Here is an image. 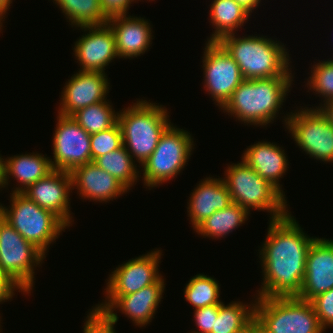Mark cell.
<instances>
[{
	"label": "cell",
	"mask_w": 333,
	"mask_h": 333,
	"mask_svg": "<svg viewBox=\"0 0 333 333\" xmlns=\"http://www.w3.org/2000/svg\"><path fill=\"white\" fill-rule=\"evenodd\" d=\"M3 219H4L3 206L2 204H0V223L2 222Z\"/></svg>",
	"instance_id": "7bdbcfd3"
},
{
	"label": "cell",
	"mask_w": 333,
	"mask_h": 333,
	"mask_svg": "<svg viewBox=\"0 0 333 333\" xmlns=\"http://www.w3.org/2000/svg\"><path fill=\"white\" fill-rule=\"evenodd\" d=\"M106 75L81 70L72 75L62 90L58 114L71 117L80 109L107 100L110 83Z\"/></svg>",
	"instance_id": "e0dca14e"
},
{
	"label": "cell",
	"mask_w": 333,
	"mask_h": 333,
	"mask_svg": "<svg viewBox=\"0 0 333 333\" xmlns=\"http://www.w3.org/2000/svg\"><path fill=\"white\" fill-rule=\"evenodd\" d=\"M325 116V118L333 125V99L326 101L320 107H316Z\"/></svg>",
	"instance_id": "74e56055"
},
{
	"label": "cell",
	"mask_w": 333,
	"mask_h": 333,
	"mask_svg": "<svg viewBox=\"0 0 333 333\" xmlns=\"http://www.w3.org/2000/svg\"><path fill=\"white\" fill-rule=\"evenodd\" d=\"M161 253L157 249L116 267L108 277L106 296H125L156 283L162 277L158 271Z\"/></svg>",
	"instance_id": "5bb4252c"
},
{
	"label": "cell",
	"mask_w": 333,
	"mask_h": 333,
	"mask_svg": "<svg viewBox=\"0 0 333 333\" xmlns=\"http://www.w3.org/2000/svg\"><path fill=\"white\" fill-rule=\"evenodd\" d=\"M18 288L4 275L0 274V304L12 299Z\"/></svg>",
	"instance_id": "8d00e7d4"
},
{
	"label": "cell",
	"mask_w": 333,
	"mask_h": 333,
	"mask_svg": "<svg viewBox=\"0 0 333 333\" xmlns=\"http://www.w3.org/2000/svg\"><path fill=\"white\" fill-rule=\"evenodd\" d=\"M255 318L269 333H324L310 301L296 296L257 297Z\"/></svg>",
	"instance_id": "8992f818"
},
{
	"label": "cell",
	"mask_w": 333,
	"mask_h": 333,
	"mask_svg": "<svg viewBox=\"0 0 333 333\" xmlns=\"http://www.w3.org/2000/svg\"><path fill=\"white\" fill-rule=\"evenodd\" d=\"M219 305H212L194 310V320L198 331L191 333H211L214 328L215 320L218 317Z\"/></svg>",
	"instance_id": "836d02e7"
},
{
	"label": "cell",
	"mask_w": 333,
	"mask_h": 333,
	"mask_svg": "<svg viewBox=\"0 0 333 333\" xmlns=\"http://www.w3.org/2000/svg\"><path fill=\"white\" fill-rule=\"evenodd\" d=\"M206 42L202 57L204 88L222 108L244 78L238 64L218 42Z\"/></svg>",
	"instance_id": "8fae6325"
},
{
	"label": "cell",
	"mask_w": 333,
	"mask_h": 333,
	"mask_svg": "<svg viewBox=\"0 0 333 333\" xmlns=\"http://www.w3.org/2000/svg\"><path fill=\"white\" fill-rule=\"evenodd\" d=\"M237 164L228 165L224 183L233 203L245 208L266 210L270 220L279 219L288 214L284 195L269 181L263 179L243 159Z\"/></svg>",
	"instance_id": "5b68a950"
},
{
	"label": "cell",
	"mask_w": 333,
	"mask_h": 333,
	"mask_svg": "<svg viewBox=\"0 0 333 333\" xmlns=\"http://www.w3.org/2000/svg\"><path fill=\"white\" fill-rule=\"evenodd\" d=\"M115 14L108 18L107 24L115 36L116 50L119 58L141 56L150 47L152 27L148 20L141 17Z\"/></svg>",
	"instance_id": "d6986e66"
},
{
	"label": "cell",
	"mask_w": 333,
	"mask_h": 333,
	"mask_svg": "<svg viewBox=\"0 0 333 333\" xmlns=\"http://www.w3.org/2000/svg\"><path fill=\"white\" fill-rule=\"evenodd\" d=\"M321 327L326 330L333 326V288L317 295L310 301Z\"/></svg>",
	"instance_id": "d6a6232c"
},
{
	"label": "cell",
	"mask_w": 333,
	"mask_h": 333,
	"mask_svg": "<svg viewBox=\"0 0 333 333\" xmlns=\"http://www.w3.org/2000/svg\"><path fill=\"white\" fill-rule=\"evenodd\" d=\"M52 170L49 157H46L41 153L8 157V159H5L2 188H5L6 185H8V179L12 176V178L14 177L22 186L16 187L13 193H22L30 185L43 179Z\"/></svg>",
	"instance_id": "603a6c76"
},
{
	"label": "cell",
	"mask_w": 333,
	"mask_h": 333,
	"mask_svg": "<svg viewBox=\"0 0 333 333\" xmlns=\"http://www.w3.org/2000/svg\"><path fill=\"white\" fill-rule=\"evenodd\" d=\"M246 149L242 159L285 196L279 183L289 165L285 151L277 144L267 141L255 143Z\"/></svg>",
	"instance_id": "7402d4cb"
},
{
	"label": "cell",
	"mask_w": 333,
	"mask_h": 333,
	"mask_svg": "<svg viewBox=\"0 0 333 333\" xmlns=\"http://www.w3.org/2000/svg\"><path fill=\"white\" fill-rule=\"evenodd\" d=\"M218 43L238 64L244 79L293 77L285 45L264 36L222 37Z\"/></svg>",
	"instance_id": "3957f363"
},
{
	"label": "cell",
	"mask_w": 333,
	"mask_h": 333,
	"mask_svg": "<svg viewBox=\"0 0 333 333\" xmlns=\"http://www.w3.org/2000/svg\"><path fill=\"white\" fill-rule=\"evenodd\" d=\"M75 27L107 24L109 16L104 12L100 0H53Z\"/></svg>",
	"instance_id": "484cf974"
},
{
	"label": "cell",
	"mask_w": 333,
	"mask_h": 333,
	"mask_svg": "<svg viewBox=\"0 0 333 333\" xmlns=\"http://www.w3.org/2000/svg\"><path fill=\"white\" fill-rule=\"evenodd\" d=\"M11 207H3L4 219L23 238L46 254L49 245L66 229L51 211L41 208L22 193H11Z\"/></svg>",
	"instance_id": "52a82bcc"
},
{
	"label": "cell",
	"mask_w": 333,
	"mask_h": 333,
	"mask_svg": "<svg viewBox=\"0 0 333 333\" xmlns=\"http://www.w3.org/2000/svg\"><path fill=\"white\" fill-rule=\"evenodd\" d=\"M12 0H0V17L3 19V17L6 16L7 10L11 6Z\"/></svg>",
	"instance_id": "60d3db41"
},
{
	"label": "cell",
	"mask_w": 333,
	"mask_h": 333,
	"mask_svg": "<svg viewBox=\"0 0 333 333\" xmlns=\"http://www.w3.org/2000/svg\"><path fill=\"white\" fill-rule=\"evenodd\" d=\"M1 21H4V20L0 17V30H1V27H2V22Z\"/></svg>",
	"instance_id": "ee69618b"
},
{
	"label": "cell",
	"mask_w": 333,
	"mask_h": 333,
	"mask_svg": "<svg viewBox=\"0 0 333 333\" xmlns=\"http://www.w3.org/2000/svg\"><path fill=\"white\" fill-rule=\"evenodd\" d=\"M107 100L87 106L75 112L71 118L90 135L113 127L118 122V113Z\"/></svg>",
	"instance_id": "f1b7e54d"
},
{
	"label": "cell",
	"mask_w": 333,
	"mask_h": 333,
	"mask_svg": "<svg viewBox=\"0 0 333 333\" xmlns=\"http://www.w3.org/2000/svg\"><path fill=\"white\" fill-rule=\"evenodd\" d=\"M72 187L79 190L82 198L107 202L118 198L129 190L111 174L94 162L84 164L71 172Z\"/></svg>",
	"instance_id": "ffe728a7"
},
{
	"label": "cell",
	"mask_w": 333,
	"mask_h": 333,
	"mask_svg": "<svg viewBox=\"0 0 333 333\" xmlns=\"http://www.w3.org/2000/svg\"><path fill=\"white\" fill-rule=\"evenodd\" d=\"M259 252L263 282L257 297H291L300 293L307 255L315 238L304 233L295 218L270 220Z\"/></svg>",
	"instance_id": "6da1fadb"
},
{
	"label": "cell",
	"mask_w": 333,
	"mask_h": 333,
	"mask_svg": "<svg viewBox=\"0 0 333 333\" xmlns=\"http://www.w3.org/2000/svg\"><path fill=\"white\" fill-rule=\"evenodd\" d=\"M114 178L120 181L128 190L137 182L139 171L131 154L124 146L96 158L93 161Z\"/></svg>",
	"instance_id": "83f0119b"
},
{
	"label": "cell",
	"mask_w": 333,
	"mask_h": 333,
	"mask_svg": "<svg viewBox=\"0 0 333 333\" xmlns=\"http://www.w3.org/2000/svg\"><path fill=\"white\" fill-rule=\"evenodd\" d=\"M246 331L248 333H269L256 318L247 325Z\"/></svg>",
	"instance_id": "f35d334b"
},
{
	"label": "cell",
	"mask_w": 333,
	"mask_h": 333,
	"mask_svg": "<svg viewBox=\"0 0 333 333\" xmlns=\"http://www.w3.org/2000/svg\"><path fill=\"white\" fill-rule=\"evenodd\" d=\"M45 254L26 241L5 219L0 223V269L19 289L30 293L34 283V268ZM35 266V267H34Z\"/></svg>",
	"instance_id": "9c48e42d"
},
{
	"label": "cell",
	"mask_w": 333,
	"mask_h": 333,
	"mask_svg": "<svg viewBox=\"0 0 333 333\" xmlns=\"http://www.w3.org/2000/svg\"><path fill=\"white\" fill-rule=\"evenodd\" d=\"M189 197L188 216L195 229L214 212L229 206L232 201L223 178L207 177L195 187Z\"/></svg>",
	"instance_id": "44dd1931"
},
{
	"label": "cell",
	"mask_w": 333,
	"mask_h": 333,
	"mask_svg": "<svg viewBox=\"0 0 333 333\" xmlns=\"http://www.w3.org/2000/svg\"><path fill=\"white\" fill-rule=\"evenodd\" d=\"M333 288V240L317 238L311 243L300 293L296 296L311 301Z\"/></svg>",
	"instance_id": "ac0fdd59"
},
{
	"label": "cell",
	"mask_w": 333,
	"mask_h": 333,
	"mask_svg": "<svg viewBox=\"0 0 333 333\" xmlns=\"http://www.w3.org/2000/svg\"><path fill=\"white\" fill-rule=\"evenodd\" d=\"M90 134L71 117L58 114L53 138L52 169L72 172L92 162Z\"/></svg>",
	"instance_id": "7c38bea8"
},
{
	"label": "cell",
	"mask_w": 333,
	"mask_h": 333,
	"mask_svg": "<svg viewBox=\"0 0 333 333\" xmlns=\"http://www.w3.org/2000/svg\"><path fill=\"white\" fill-rule=\"evenodd\" d=\"M250 213L240 205L231 203L226 208L214 212L203 221L195 230L209 238H222L245 223Z\"/></svg>",
	"instance_id": "d4e9b609"
},
{
	"label": "cell",
	"mask_w": 333,
	"mask_h": 333,
	"mask_svg": "<svg viewBox=\"0 0 333 333\" xmlns=\"http://www.w3.org/2000/svg\"><path fill=\"white\" fill-rule=\"evenodd\" d=\"M293 77L244 79L221 108L247 125L266 126L276 119Z\"/></svg>",
	"instance_id": "7a4b0ae2"
},
{
	"label": "cell",
	"mask_w": 333,
	"mask_h": 333,
	"mask_svg": "<svg viewBox=\"0 0 333 333\" xmlns=\"http://www.w3.org/2000/svg\"><path fill=\"white\" fill-rule=\"evenodd\" d=\"M167 112L166 107L142 99L118 113L123 146L140 166L153 153L160 137L172 124Z\"/></svg>",
	"instance_id": "277c9868"
},
{
	"label": "cell",
	"mask_w": 333,
	"mask_h": 333,
	"mask_svg": "<svg viewBox=\"0 0 333 333\" xmlns=\"http://www.w3.org/2000/svg\"><path fill=\"white\" fill-rule=\"evenodd\" d=\"M87 34L75 42V58L81 71L105 73V68L117 55L115 36L108 24L80 27Z\"/></svg>",
	"instance_id": "2e32d148"
},
{
	"label": "cell",
	"mask_w": 333,
	"mask_h": 333,
	"mask_svg": "<svg viewBox=\"0 0 333 333\" xmlns=\"http://www.w3.org/2000/svg\"><path fill=\"white\" fill-rule=\"evenodd\" d=\"M250 305V306H249ZM245 305L232 301L228 305L219 304L218 317L211 333H242L255 318V302Z\"/></svg>",
	"instance_id": "4316f807"
},
{
	"label": "cell",
	"mask_w": 333,
	"mask_h": 333,
	"mask_svg": "<svg viewBox=\"0 0 333 333\" xmlns=\"http://www.w3.org/2000/svg\"><path fill=\"white\" fill-rule=\"evenodd\" d=\"M184 296L195 309L222 303L219 299L218 282L204 274H197L189 280L184 289Z\"/></svg>",
	"instance_id": "f546056e"
},
{
	"label": "cell",
	"mask_w": 333,
	"mask_h": 333,
	"mask_svg": "<svg viewBox=\"0 0 333 333\" xmlns=\"http://www.w3.org/2000/svg\"><path fill=\"white\" fill-rule=\"evenodd\" d=\"M92 162L123 146L122 131L117 122L113 127L90 136Z\"/></svg>",
	"instance_id": "1f68e13d"
},
{
	"label": "cell",
	"mask_w": 333,
	"mask_h": 333,
	"mask_svg": "<svg viewBox=\"0 0 333 333\" xmlns=\"http://www.w3.org/2000/svg\"><path fill=\"white\" fill-rule=\"evenodd\" d=\"M237 4L241 5L249 13L259 5L261 0H234Z\"/></svg>",
	"instance_id": "ab89813d"
},
{
	"label": "cell",
	"mask_w": 333,
	"mask_h": 333,
	"mask_svg": "<svg viewBox=\"0 0 333 333\" xmlns=\"http://www.w3.org/2000/svg\"><path fill=\"white\" fill-rule=\"evenodd\" d=\"M87 315L83 333H116L114 325L93 309Z\"/></svg>",
	"instance_id": "e575fe53"
},
{
	"label": "cell",
	"mask_w": 333,
	"mask_h": 333,
	"mask_svg": "<svg viewBox=\"0 0 333 333\" xmlns=\"http://www.w3.org/2000/svg\"><path fill=\"white\" fill-rule=\"evenodd\" d=\"M308 108L287 114L285 126L297 146L310 157L333 163V125L318 108Z\"/></svg>",
	"instance_id": "30bf717a"
},
{
	"label": "cell",
	"mask_w": 333,
	"mask_h": 333,
	"mask_svg": "<svg viewBox=\"0 0 333 333\" xmlns=\"http://www.w3.org/2000/svg\"><path fill=\"white\" fill-rule=\"evenodd\" d=\"M192 135L171 124L160 137L157 147L141 166L144 185L152 188L175 178L194 149Z\"/></svg>",
	"instance_id": "ba28073f"
},
{
	"label": "cell",
	"mask_w": 333,
	"mask_h": 333,
	"mask_svg": "<svg viewBox=\"0 0 333 333\" xmlns=\"http://www.w3.org/2000/svg\"><path fill=\"white\" fill-rule=\"evenodd\" d=\"M210 22L215 31L208 42H218L222 37L234 34L251 14L234 0H214L210 6Z\"/></svg>",
	"instance_id": "cb8c5ba5"
},
{
	"label": "cell",
	"mask_w": 333,
	"mask_h": 333,
	"mask_svg": "<svg viewBox=\"0 0 333 333\" xmlns=\"http://www.w3.org/2000/svg\"><path fill=\"white\" fill-rule=\"evenodd\" d=\"M70 190L72 177L70 172L53 169L43 179L25 189L22 194L41 208L51 211L67 227L73 218L70 213Z\"/></svg>",
	"instance_id": "9a60e30c"
},
{
	"label": "cell",
	"mask_w": 333,
	"mask_h": 333,
	"mask_svg": "<svg viewBox=\"0 0 333 333\" xmlns=\"http://www.w3.org/2000/svg\"><path fill=\"white\" fill-rule=\"evenodd\" d=\"M311 76L308 78L307 87L309 90L319 94L318 96L324 97L323 102L333 99V63L328 59L327 61H319L311 68Z\"/></svg>",
	"instance_id": "4dcf8cb0"
},
{
	"label": "cell",
	"mask_w": 333,
	"mask_h": 333,
	"mask_svg": "<svg viewBox=\"0 0 333 333\" xmlns=\"http://www.w3.org/2000/svg\"><path fill=\"white\" fill-rule=\"evenodd\" d=\"M161 277L156 283L145 286L138 292L125 296H106L104 303L95 305L93 310L102 314L111 324L115 325L118 315L115 309L122 311L135 325L145 327L151 322L162 299L166 284Z\"/></svg>",
	"instance_id": "4fadbf2b"
},
{
	"label": "cell",
	"mask_w": 333,
	"mask_h": 333,
	"mask_svg": "<svg viewBox=\"0 0 333 333\" xmlns=\"http://www.w3.org/2000/svg\"><path fill=\"white\" fill-rule=\"evenodd\" d=\"M5 158L3 159L0 155V189L2 188V184L4 181V165H5Z\"/></svg>",
	"instance_id": "b9f144b4"
},
{
	"label": "cell",
	"mask_w": 333,
	"mask_h": 333,
	"mask_svg": "<svg viewBox=\"0 0 333 333\" xmlns=\"http://www.w3.org/2000/svg\"><path fill=\"white\" fill-rule=\"evenodd\" d=\"M104 12L110 17L115 14H127L129 5L138 0H100Z\"/></svg>",
	"instance_id": "d590c367"
}]
</instances>
